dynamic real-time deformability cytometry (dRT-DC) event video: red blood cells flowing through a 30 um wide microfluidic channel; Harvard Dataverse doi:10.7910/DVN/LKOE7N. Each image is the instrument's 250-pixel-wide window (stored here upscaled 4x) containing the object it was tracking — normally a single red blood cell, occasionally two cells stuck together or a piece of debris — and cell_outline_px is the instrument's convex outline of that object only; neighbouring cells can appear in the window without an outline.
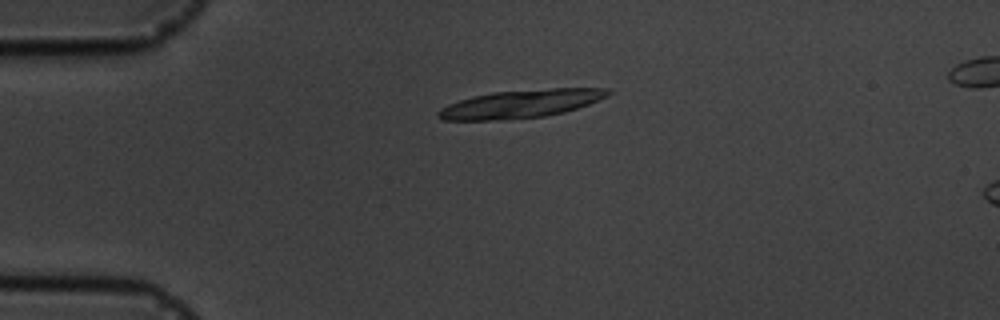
{"species": "common noctule bat (a hibernating species)", "species_latin": "Nyctalus noctula", "temperature_condition": "cold", "stored_images_in_passage": 6, "camera_frame_rate_fps": 3000, "um_per_image_px": 0.085, "animal": {"sex": "male", "body_mass_g": 19.5, "forearm_length_mm": 54.6}, "frame": {"image": 1, "passage_image": 4, "time_ms": 3.667, "image_size_px": [1000, 320], "cell_outline_px": [[612, 92], [608, 96], [588, 104], [564, 112], [544, 116], [500, 120], [440, 120], [436, 116], [436, 112], [440, 108], [448, 104], [472, 96], [492, 92], [552, 88], [608, 88]], "centroid_in_image_um": [44.24, 8.82], "position_along_channel_um": 40.8, "area_um2": 27.86}}